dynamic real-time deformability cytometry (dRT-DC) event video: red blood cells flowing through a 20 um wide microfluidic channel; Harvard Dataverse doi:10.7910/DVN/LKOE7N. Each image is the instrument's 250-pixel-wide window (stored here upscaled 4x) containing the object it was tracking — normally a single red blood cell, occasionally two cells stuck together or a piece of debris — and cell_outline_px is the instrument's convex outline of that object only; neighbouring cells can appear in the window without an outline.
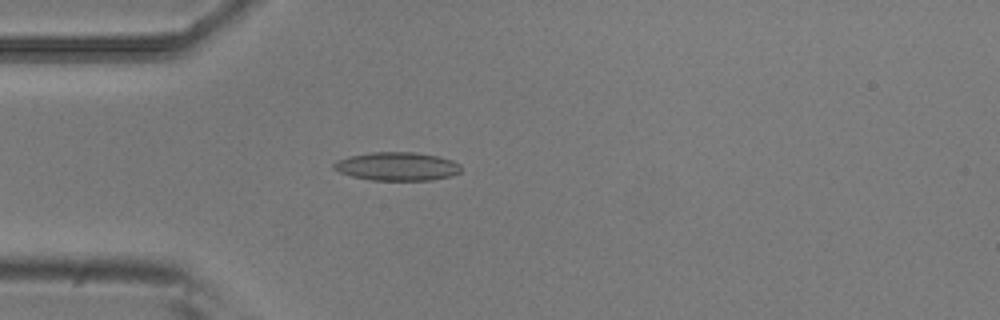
{"species": "common noctule bat (a hibernating species)", "species_latin": "Nyctalus noctula", "temperature_condition": "room temperature", "stored_images_in_passage": 3, "camera_frame_rate_fps": 3000, "um_per_image_px": 0.085, "animal": {"sex": "male", "body_mass_g": 20.5, "forearm_length_mm": 52.5}, "frame": {"image": 1, "passage_image": 3, "time_ms": 0.667, "image_size_px": [1000, 320], "cell_outline_px": [[460, 172], [452, 176], [432, 180], [372, 180], [352, 176], [340, 172], [332, 168], [332, 164], [336, 160], [348, 156], [372, 152], [412, 152], [436, 156], [452, 160], [460, 164]], "centroid_in_image_um": [33.73, 14.14], "position_along_channel_um": 51.3, "area_um2": 21.1}}